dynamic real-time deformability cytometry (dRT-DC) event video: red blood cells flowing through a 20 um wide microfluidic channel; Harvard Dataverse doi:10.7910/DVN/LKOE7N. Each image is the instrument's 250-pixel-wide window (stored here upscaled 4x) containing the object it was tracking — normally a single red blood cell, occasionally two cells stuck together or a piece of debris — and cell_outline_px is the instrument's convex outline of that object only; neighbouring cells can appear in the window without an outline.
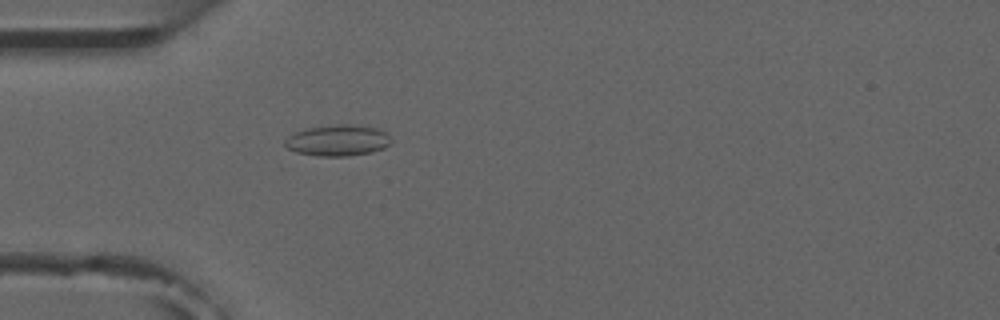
{"species": "common noctule bat (a hibernating species)", "species_latin": "Nyctalus noctula", "temperature_condition": "room temperature", "stored_images_in_passage": 2, "camera_frame_rate_fps": 3000, "um_per_image_px": 0.085, "animal": {"sex": "male", "forearm_length_mm": 52.5}, "frame": {"image": 1, "passage_image": 2, "time_ms": 1.0, "image_size_px": [1000, 320], "cell_outline_px": [[392, 144], [384, 148], [372, 152], [348, 156], [316, 156], [296, 152], [288, 148], [284, 144], [284, 140], [288, 136], [304, 128], [336, 124], [352, 124], [376, 128], [384, 132], [392, 140]], "centroid_in_image_um": [28.7, 11.93], "position_along_channel_um": 56.3, "area_um2": 19.42}}